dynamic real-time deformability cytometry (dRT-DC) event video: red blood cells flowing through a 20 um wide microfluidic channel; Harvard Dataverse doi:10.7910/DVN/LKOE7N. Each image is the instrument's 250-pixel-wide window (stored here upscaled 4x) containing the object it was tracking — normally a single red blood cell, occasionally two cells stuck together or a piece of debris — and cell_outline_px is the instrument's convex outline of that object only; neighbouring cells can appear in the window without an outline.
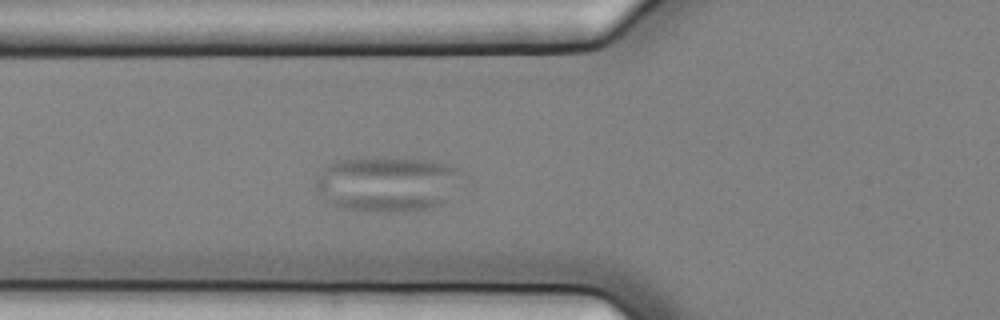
{"species": "common noctule bat (a hibernating species)", "species_latin": "Nyctalus noctula", "temperature_condition": "cold", "stored_images_in_passage": 6, "camera_frame_rate_fps": 3000, "um_per_image_px": 0.085, "animal": {"sex": "female", "body_mass_g": 25.1}, "frame": {"image": 1, "passage_image": 6, "time_ms": 1.667, "image_size_px": [1000, 320], "cell_outline_px": [[468, 176], [448, 200], [444, 204], [432, 208], [388, 212], [368, 212], [344, 208], [328, 204], [324, 200], [316, 188], [316, 176], [332, 160], [364, 156], [380, 156], [432, 160], [448, 164], [464, 172]], "centroid_in_image_um": [32.97, 15.6], "position_along_channel_um": 92.8, "area_um2": 49.01}}